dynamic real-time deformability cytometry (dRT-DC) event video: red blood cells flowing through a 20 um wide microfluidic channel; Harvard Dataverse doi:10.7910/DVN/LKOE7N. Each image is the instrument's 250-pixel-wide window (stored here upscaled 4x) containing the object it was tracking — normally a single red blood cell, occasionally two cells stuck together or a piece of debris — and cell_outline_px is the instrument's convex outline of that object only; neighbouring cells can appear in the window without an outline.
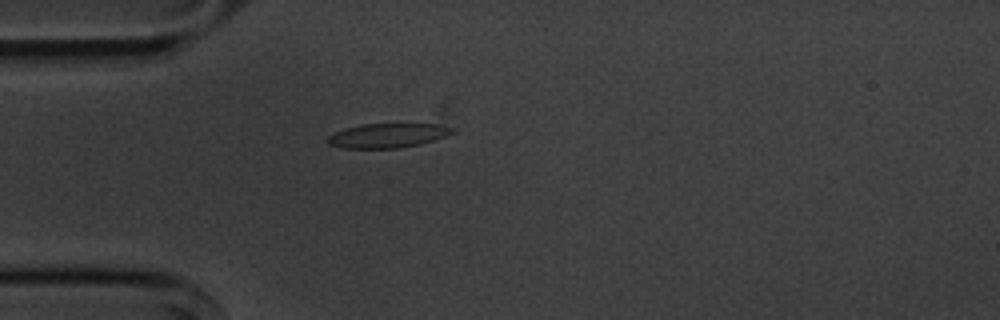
{"species": "common noctule bat (a hibernating species)", "species_latin": "Nyctalus noctula", "temperature_condition": "cold", "stored_images_in_passage": 5, "camera_frame_rate_fps": 3000, "um_per_image_px": 0.085, "animal": {"sex": "male", "body_mass_g": 20.1, "forearm_length_mm": 53.5}, "frame": {"image": 1, "passage_image": 5, "time_ms": 5.667, "image_size_px": [1000, 320], "cell_outline_px": [[456, 132], [420, 144], [400, 148], [344, 148], [328, 144], [328, 136], [332, 132], [344, 128], [360, 124], [436, 124], [452, 128]], "centroid_in_image_um": [32.89, 11.52], "position_along_channel_um": 52.1, "area_um2": 17.63}}